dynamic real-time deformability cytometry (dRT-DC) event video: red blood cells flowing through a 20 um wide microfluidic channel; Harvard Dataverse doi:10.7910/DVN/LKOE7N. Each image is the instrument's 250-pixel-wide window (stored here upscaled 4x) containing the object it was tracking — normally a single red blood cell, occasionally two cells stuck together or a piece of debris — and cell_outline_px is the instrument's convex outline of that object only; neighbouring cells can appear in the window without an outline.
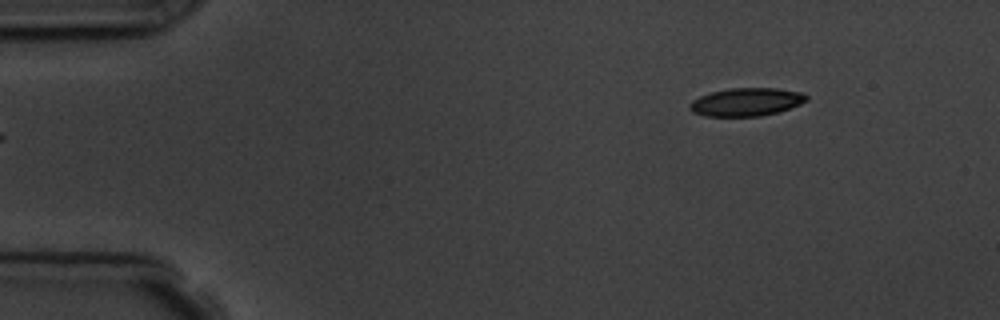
{"species": "common noctule bat (a hibernating species)", "species_latin": "Nyctalus noctula", "temperature_condition": "room temperature", "stored_images_in_passage": 2, "camera_frame_rate_fps": 3000, "um_per_image_px": 0.085, "animal": {"sex": "male", "body_mass_g": 19.5, "forearm_length_mm": 54.6}, "frame": {"image": 1, "passage_image": 2, "time_ms": 1.333, "image_size_px": [1000, 320], "cell_outline_px": [[808, 100], [800, 104], [780, 112], [760, 116], [704, 116], [692, 112], [688, 108], [688, 104], [692, 100], [700, 96], [712, 92], [728, 88], [776, 88], [800, 92], [808, 96]], "centroid_in_image_um": [63.42, 8.67], "position_along_channel_um": 21.6, "area_um2": 19.25}}